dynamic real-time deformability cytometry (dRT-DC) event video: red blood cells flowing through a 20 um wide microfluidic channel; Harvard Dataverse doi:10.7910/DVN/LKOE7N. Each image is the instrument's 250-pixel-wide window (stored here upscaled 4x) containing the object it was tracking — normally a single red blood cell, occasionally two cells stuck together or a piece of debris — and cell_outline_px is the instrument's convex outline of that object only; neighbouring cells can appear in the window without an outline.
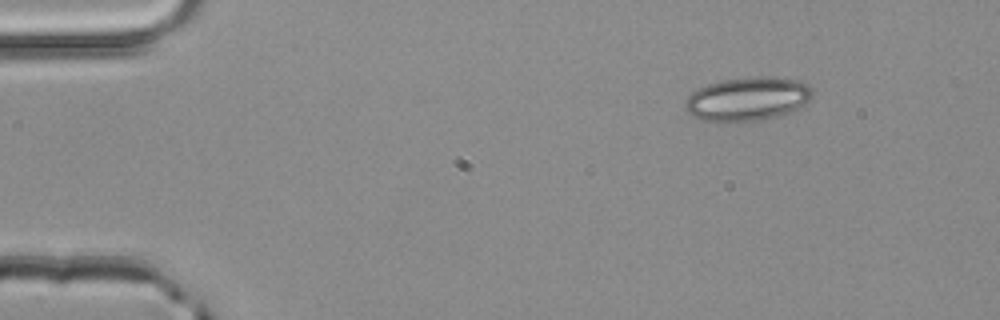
{"species": "common noctule bat (a hibernating species)", "species_latin": "Nyctalus noctula", "temperature_condition": "room temperature", "stored_images_in_passage": 4, "segment_of_instrument_passage": [1, 2], "camera_frame_rate_fps": 3000, "um_per_image_px": 0.085, "animal": {"sex": "male", "body_mass_g": 20.4}, "frame": {"image": 1, "passage_image": 1, "time_ms": 0.0, "image_size_px": [1000, 320], "cell_outline_px": [[812, 96], [804, 104], [788, 112], [776, 116], [760, 120], [700, 120], [692, 116], [684, 108], [684, 104], [688, 96], [692, 92], [708, 84], [720, 80], [748, 76], [772, 76], [796, 80], [808, 84], [812, 88]], "centroid_in_image_um": [63.53, 8.37], "position_along_channel_um": 21.5, "area_um2": 32.14}}